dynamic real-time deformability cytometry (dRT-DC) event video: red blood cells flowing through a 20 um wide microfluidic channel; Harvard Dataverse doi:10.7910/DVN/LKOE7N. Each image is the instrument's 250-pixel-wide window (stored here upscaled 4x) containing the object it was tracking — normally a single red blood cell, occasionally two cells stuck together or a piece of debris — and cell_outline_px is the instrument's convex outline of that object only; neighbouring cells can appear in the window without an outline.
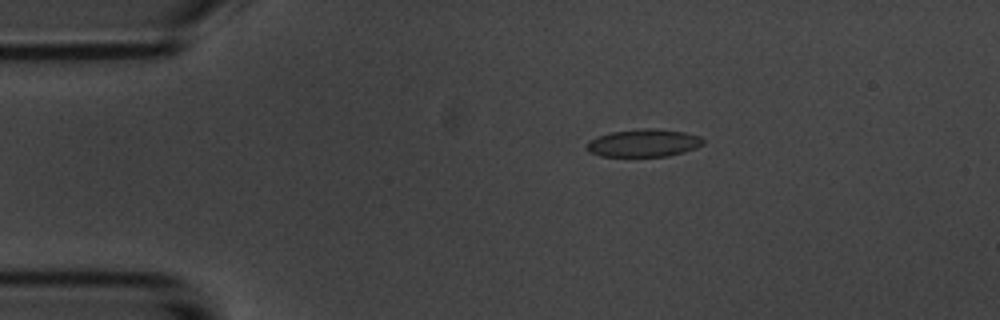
{"species": "common noctule bat (a hibernating species)", "species_latin": "Nyctalus noctula", "temperature_condition": "room temperature", "stored_images_in_passage": 9, "camera_frame_rate_fps": 3000, "um_per_image_px": 0.085, "animal": {"sex": "male", "body_mass_g": 20.1, "forearm_length_mm": 53.5}, "frame": {"image": 1, "passage_image": 3, "time_ms": 2.333, "image_size_px": [1000, 320], "cell_outline_px": [[704, 144], [696, 148], [684, 152], [668, 156], [600, 156], [588, 152], [584, 148], [588, 140], [596, 136], [612, 132], [640, 128], [656, 128], [684, 132], [700, 136], [704, 140]], "centroid_in_image_um": [54.68, 12.15], "position_along_channel_um": 30.3, "area_um2": 19.07}}
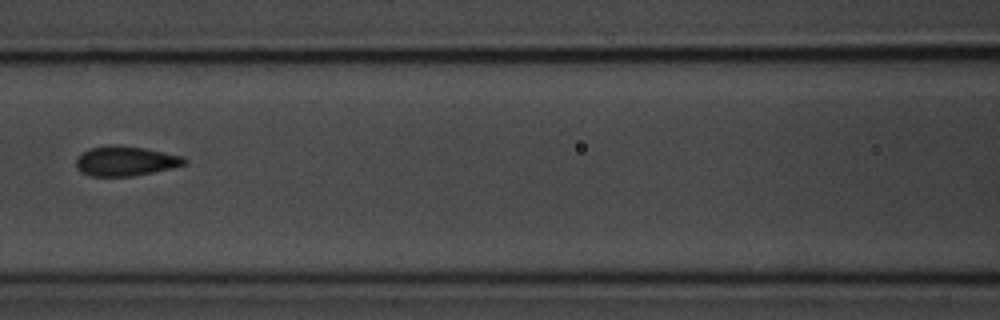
{"frame": {"image": 2, "passage_image": 7, "time_ms": 7.0, "image_size_px": [1000, 320], "cell_outline_px": [[188, 164], [172, 168], [132, 176], [88, 176], [80, 172], [76, 168], [76, 156], [88, 148], [108, 144], [120, 144], [144, 148], [184, 156], [188, 160]], "centroid_in_image_um": [10.64, 13.67], "position_along_channel_um": 156.0, "area_um2": 19.25}}
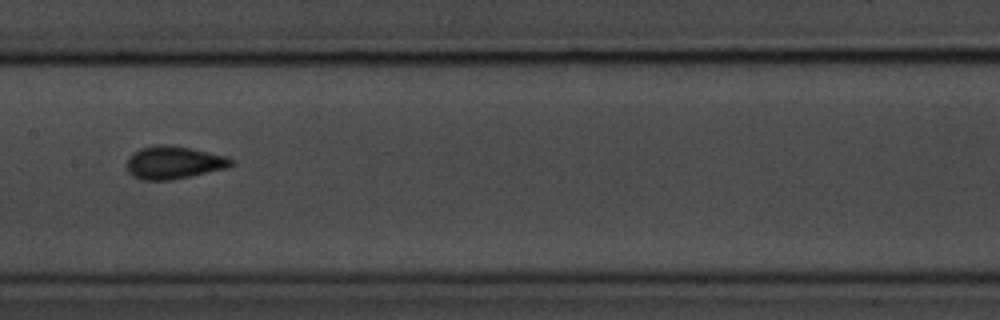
{"frame": {"image": 3, "passage_image": 8, "time_ms": 8.0, "image_size_px": [1000, 320], "cell_outline_px": [[236, 164], [228, 168], [172, 180], [140, 180], [132, 176], [128, 172], [128, 156], [132, 152], [140, 148], [156, 144], [168, 144], [192, 148], [228, 156], [236, 160]], "centroid_in_image_um": [14.81, 13.81], "position_along_channel_um": 192.6, "area_um2": 20.46}}